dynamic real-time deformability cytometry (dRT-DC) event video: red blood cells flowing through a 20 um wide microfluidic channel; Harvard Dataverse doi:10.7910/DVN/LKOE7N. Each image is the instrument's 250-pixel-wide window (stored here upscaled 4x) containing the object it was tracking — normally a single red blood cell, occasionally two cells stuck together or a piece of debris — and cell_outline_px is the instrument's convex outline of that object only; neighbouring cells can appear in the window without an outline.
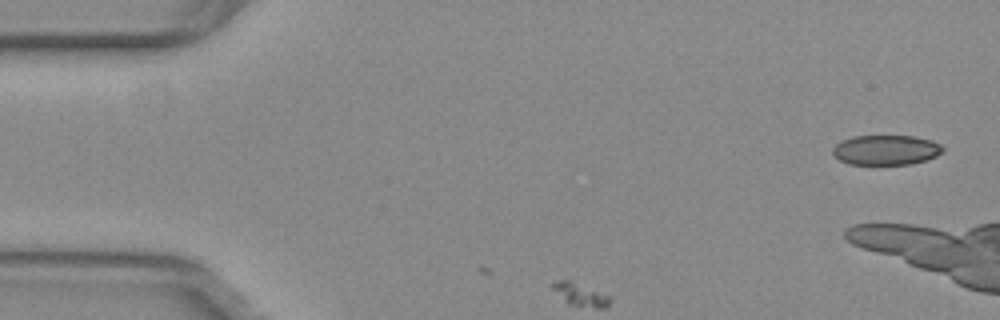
{"species": "common noctule bat (a hibernating species)", "species_latin": "Nyctalus noctula", "temperature_condition": "warm", "stored_images_in_passage": 2, "camera_frame_rate_fps": 3000, "um_per_image_px": 0.085, "animal": {"sex": "female", "body_mass_g": 29.2, "forearm_length_mm": 56.3}, "frame": {"image": 1, "passage_image": 2, "time_ms": 0.333, "image_size_px": [1000, 320], "cell_outline_px": [[944, 152], [936, 156], [912, 164], [848, 164], [840, 160], [832, 152], [832, 148], [836, 144], [852, 136], [912, 136], [932, 140], [940, 144], [944, 148]], "centroid_in_image_um": [75.33, 12.75], "position_along_channel_um": 9.7, "area_um2": 19.13}}